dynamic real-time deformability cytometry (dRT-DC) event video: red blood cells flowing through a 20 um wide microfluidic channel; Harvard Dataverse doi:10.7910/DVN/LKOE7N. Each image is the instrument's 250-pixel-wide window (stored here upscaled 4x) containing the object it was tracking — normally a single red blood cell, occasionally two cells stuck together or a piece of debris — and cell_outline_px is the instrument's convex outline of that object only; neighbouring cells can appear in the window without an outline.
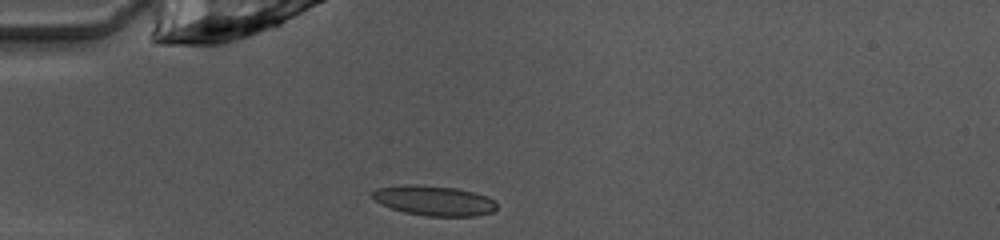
{"species": "common noctule bat (a hibernating species)", "species_latin": "Nyctalus noctula", "temperature_condition": "warm", "stored_images_in_passage": 37, "camera_frame_rate_fps": 3000, "um_per_image_px": 0.085, "animal": {"sex": "female", "body_mass_g": 10.0, "forearm_length_mm": 53.1}, "frame": {"image": 1, "passage_image": 1, "time_ms": 0.0, "image_size_px": [1000, 240], "cell_outline_px": [[496, 208], [492, 212], [476, 216], [428, 216], [404, 212], [380, 204], [372, 196], [372, 192], [376, 188], [404, 184], [412, 184], [456, 188], [488, 196], [496, 200]], "centroid_in_image_um": [36.9, 17.05], "position_along_channel_um": 48.1, "area_um2": 21.73}}
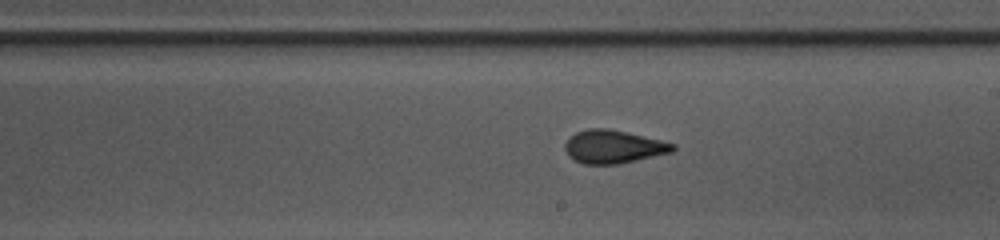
{"frame": {"image": 2, "passage_image": 16, "time_ms": 5.0, "image_size_px": [1000, 240], "cell_outline_px": [[676, 148], [672, 152], [620, 164], [584, 164], [568, 156], [564, 148], [564, 144], [576, 132], [588, 128], [608, 128], [660, 140], [676, 144]], "centroid_in_image_um": [52.14, 12.47], "position_along_channel_um": 236.9, "area_um2": 20.75}}
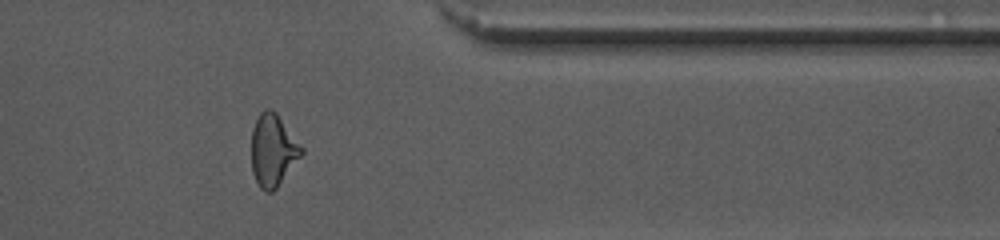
{"frame": {"image": 3, "passage_image": 28, "time_ms": 9.0, "image_size_px": [1000, 240], "cell_outline_px": [[304, 152], [276, 188], [272, 192], [264, 192], [260, 188], [252, 172], [252, 128], [260, 112], [268, 108], [276, 112], [304, 148]], "centroid_in_image_um": [23.2, 12.77], "position_along_channel_um": 388.2, "area_um2": 20.92}, "authors_computed_cell_mechanics": {"area_um2": 20.7502, "velocity_mm_per_s": 4.0502, "shape_relaxation_time_tau1_ms": 5.8364, "shape_relaxation_time_tau2_ms": 1.5907, "deformation_change_tau1": 0.179, "deformation_change_tau2": 0.0755}}